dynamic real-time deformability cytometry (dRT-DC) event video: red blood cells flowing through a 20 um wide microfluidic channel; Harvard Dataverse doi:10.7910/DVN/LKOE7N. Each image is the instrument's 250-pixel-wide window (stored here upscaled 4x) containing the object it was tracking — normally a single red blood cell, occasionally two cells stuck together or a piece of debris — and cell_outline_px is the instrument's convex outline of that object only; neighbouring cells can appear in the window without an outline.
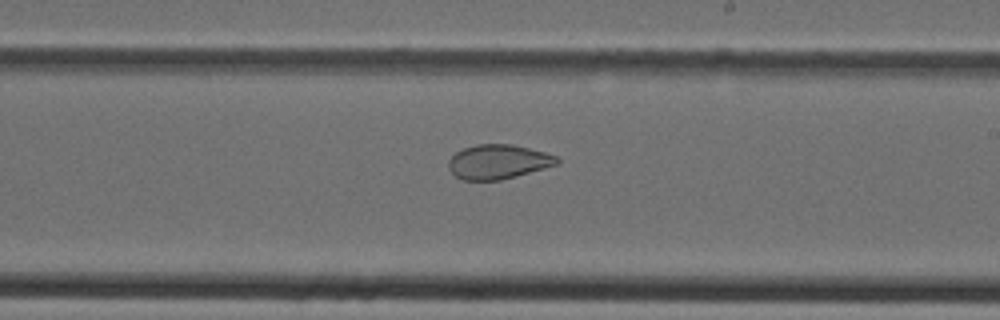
{"species": "Egyptian fruit bat (a non-hibernating species)", "species_latin": "Rousettus aegyptiacus", "temperature_condition": "cold", "stored_images_in_passage": 38, "camera_frame_rate_fps": 3000, "um_per_image_px": 0.085, "animal": {"sex": "female"}, "frame": {"image": 1, "passage_image": 22, "time_ms": 7.0, "image_size_px": [1000, 320], "cell_outline_px": [[560, 164], [516, 176], [500, 180], [460, 180], [448, 168], [448, 160], [456, 152], [464, 148], [476, 144], [512, 144], [544, 152], [556, 156], [560, 160]], "centroid_in_image_um": [42.34, 13.75], "position_along_channel_um": 246.7, "area_um2": 21.79}}